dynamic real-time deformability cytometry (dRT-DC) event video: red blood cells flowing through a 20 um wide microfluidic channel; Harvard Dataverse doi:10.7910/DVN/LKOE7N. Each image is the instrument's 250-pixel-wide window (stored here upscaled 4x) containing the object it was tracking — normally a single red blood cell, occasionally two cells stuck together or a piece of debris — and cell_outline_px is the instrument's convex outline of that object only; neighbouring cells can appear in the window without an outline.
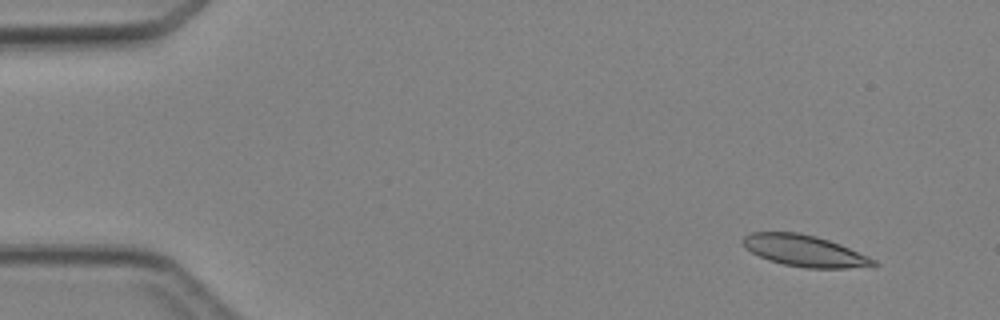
{"species": "Egyptian fruit bat (a non-hibernating species)", "species_latin": "Rousettus aegyptiacus", "temperature_condition": "cold", "stored_images_in_passage": 4, "camera_frame_rate_fps": 3000, "um_per_image_px": 0.085, "animal": {"sex": "female"}, "frame": {"image": 1, "passage_image": 4, "time_ms": 3.667, "image_size_px": [1000, 320], "cell_outline_px": [[880, 264], [848, 268], [804, 268], [784, 264], [768, 260], [744, 248], [744, 236], [752, 232], [800, 232], [816, 236], [840, 244], [868, 256], [876, 260]], "centroid_in_image_um": [68.38, 21.31], "position_along_channel_um": 16.6, "area_um2": 23.76}}